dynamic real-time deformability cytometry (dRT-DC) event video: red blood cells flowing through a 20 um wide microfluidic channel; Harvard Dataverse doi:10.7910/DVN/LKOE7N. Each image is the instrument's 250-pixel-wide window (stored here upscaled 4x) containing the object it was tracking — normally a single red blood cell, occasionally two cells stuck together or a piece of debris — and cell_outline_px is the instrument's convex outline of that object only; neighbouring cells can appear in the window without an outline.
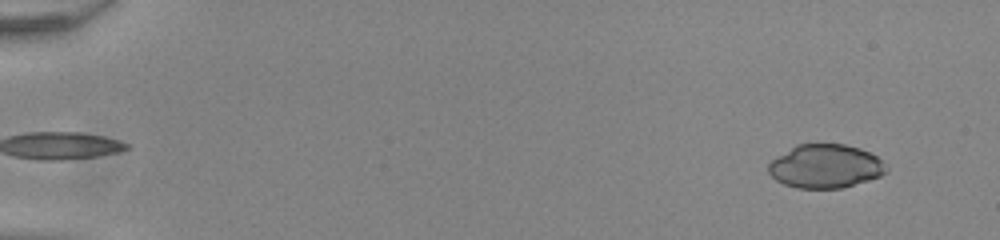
{"species": "common noctule bat (a hibernating species)", "species_latin": "Nyctalus noctula", "temperature_condition": "room temperature", "stored_images_in_passage": 54, "camera_frame_rate_fps": 3000, "um_per_image_px": 0.085, "animal": {"sex": "male", "body_mass_g": 20.0, "forearm_length_mm": 53.3}, "frame": {"image": 1, "passage_image": 4, "time_ms": 1.0, "image_size_px": [1000, 240], "cell_outline_px": [[888, 172], [880, 176], [868, 180], [840, 188], [796, 188], [784, 184], [776, 180], [768, 172], [768, 164], [776, 156], [796, 144], [844, 144], [860, 148], [876, 156], [888, 168]], "centroid_in_image_um": [70.14, 14.13], "position_along_channel_um": 14.9, "area_um2": 29.94}}